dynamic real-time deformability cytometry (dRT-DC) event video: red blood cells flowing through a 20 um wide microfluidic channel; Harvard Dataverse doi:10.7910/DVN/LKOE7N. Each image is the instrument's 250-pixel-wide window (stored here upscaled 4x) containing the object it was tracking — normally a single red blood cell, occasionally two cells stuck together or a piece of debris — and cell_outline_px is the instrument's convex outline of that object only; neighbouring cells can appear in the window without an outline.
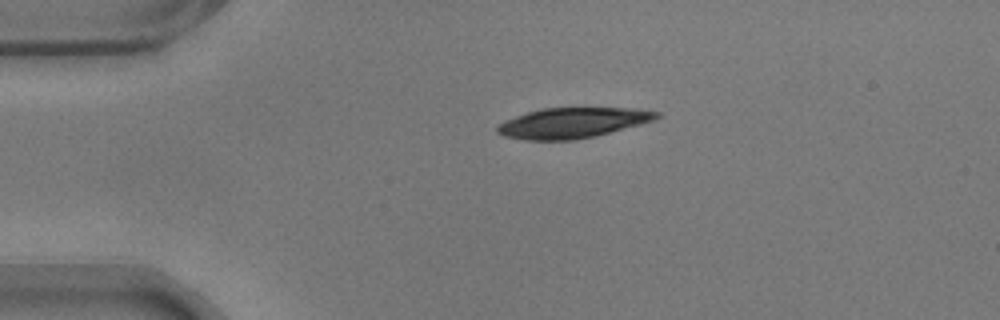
{"species": "common noctule bat (a hibernating species)", "species_latin": "Nyctalus noctula", "temperature_condition": "warm", "stored_images_in_passage": 45, "camera_frame_rate_fps": 3000, "um_per_image_px": 0.085, "animal": {"sex": "male", "body_mass_g": 17.9}, "frame": {"image": 1, "passage_image": 1, "time_ms": 0.0, "image_size_px": [1000, 320], "cell_outline_px": [[660, 116], [652, 120], [640, 124], [596, 136], [576, 140], [524, 140], [504, 136], [496, 132], [496, 128], [504, 120], [528, 112], [544, 108], [632, 108], [660, 112]], "centroid_in_image_um": [48.64, 10.45], "position_along_channel_um": 36.4, "area_um2": 28.03}}